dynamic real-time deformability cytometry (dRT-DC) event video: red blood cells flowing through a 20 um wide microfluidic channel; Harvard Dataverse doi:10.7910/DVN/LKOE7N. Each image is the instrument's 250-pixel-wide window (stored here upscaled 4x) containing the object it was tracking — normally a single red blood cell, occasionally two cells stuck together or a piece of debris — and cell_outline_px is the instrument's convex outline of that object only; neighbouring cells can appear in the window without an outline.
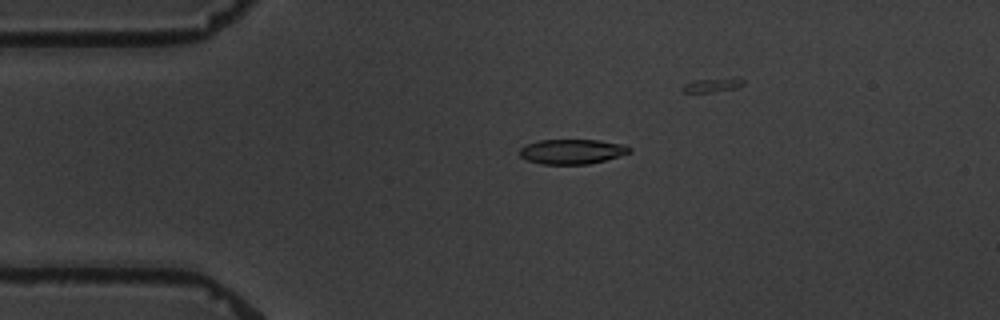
{"species": "common noctule bat (a hibernating species)", "species_latin": "Nyctalus noctula", "temperature_condition": "warm", "stored_images_in_passage": 9, "camera_frame_rate_fps": 3000, "um_per_image_px": 0.085, "animal": {"sex": "male", "body_mass_g": 19.5, "forearm_length_mm": 54.6}, "frame": {"image": 1, "passage_image": 3, "time_ms": 3.0, "image_size_px": [1000, 320], "cell_outline_px": [[632, 152], [620, 156], [588, 164], [540, 164], [528, 160], [520, 156], [520, 148], [528, 144], [540, 140], [600, 140], [624, 144], [632, 148]], "centroid_in_image_um": [48.67, 12.88], "position_along_channel_um": 36.3, "area_um2": 15.9}}